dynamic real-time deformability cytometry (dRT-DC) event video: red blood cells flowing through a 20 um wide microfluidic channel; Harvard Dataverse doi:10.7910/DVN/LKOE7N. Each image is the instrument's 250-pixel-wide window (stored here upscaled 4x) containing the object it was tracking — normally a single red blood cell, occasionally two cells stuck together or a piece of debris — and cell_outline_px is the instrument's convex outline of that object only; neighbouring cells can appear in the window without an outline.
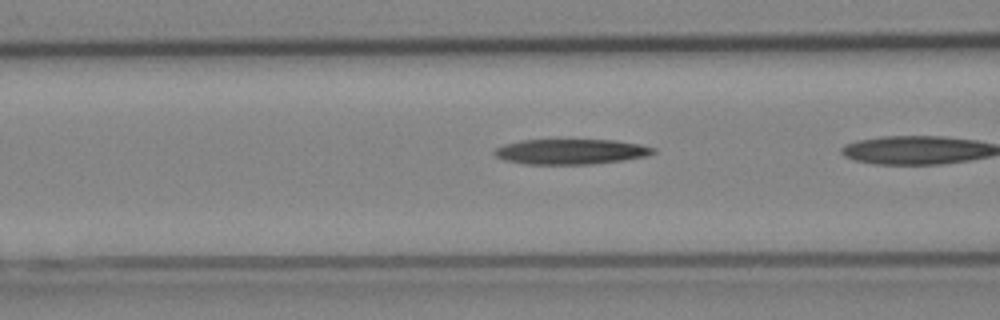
{"species": "Egyptian fruit bat (a non-hibernating species)", "species_latin": "Rousettus aegyptiacus", "temperature_condition": "cold", "stored_images_in_passage": 19, "camera_frame_rate_fps": 3000, "um_per_image_px": 0.085, "animal": {"sex": "female"}, "frame": {"image": 1, "passage_image": 9, "time_ms": 2.667, "image_size_px": [1000, 320], "cell_outline_px": [[656, 152], [648, 156], [624, 160], [592, 164], [524, 164], [504, 160], [496, 156], [492, 152], [496, 148], [504, 144], [520, 140], [616, 140], [640, 144], [656, 148]], "centroid_in_image_um": [48.54, 12.89], "position_along_channel_um": 118.1, "area_um2": 23.52}}